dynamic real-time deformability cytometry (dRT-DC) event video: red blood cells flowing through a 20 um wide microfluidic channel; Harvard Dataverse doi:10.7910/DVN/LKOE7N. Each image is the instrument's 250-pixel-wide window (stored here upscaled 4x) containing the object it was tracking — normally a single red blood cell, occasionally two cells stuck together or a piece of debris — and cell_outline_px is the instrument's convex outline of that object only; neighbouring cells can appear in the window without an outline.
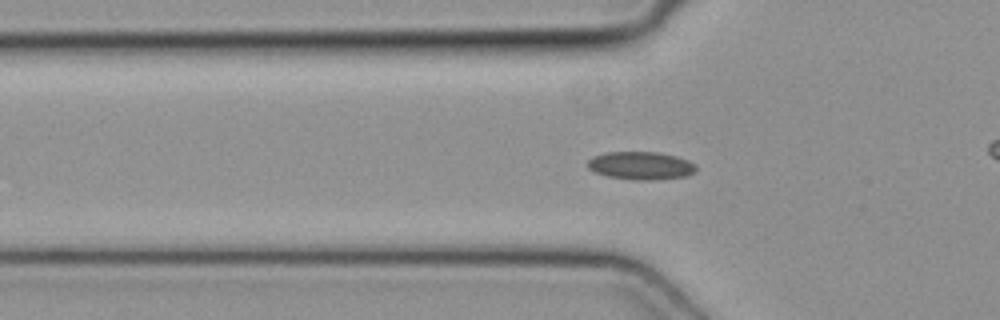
{"species": "common noctule bat (a hibernating species)", "species_latin": "Nyctalus noctula", "temperature_condition": "cold", "stored_images_in_passage": 47, "camera_frame_rate_fps": 3000, "um_per_image_px": 0.085, "animal": {"sex": "female", "body_mass_g": 19.3, "forearm_length_mm": 54.1}, "frame": {"image": 1, "passage_image": 13, "time_ms": 4.0, "image_size_px": [1000, 320], "cell_outline_px": [[696, 172], [688, 176], [656, 180], [636, 180], [608, 176], [596, 172], [588, 168], [588, 160], [592, 156], [608, 152], [656, 152], [676, 156], [688, 160], [696, 164]], "centroid_in_image_um": [54.51, 14.08], "position_along_channel_um": 71.3, "area_um2": 17.74}}
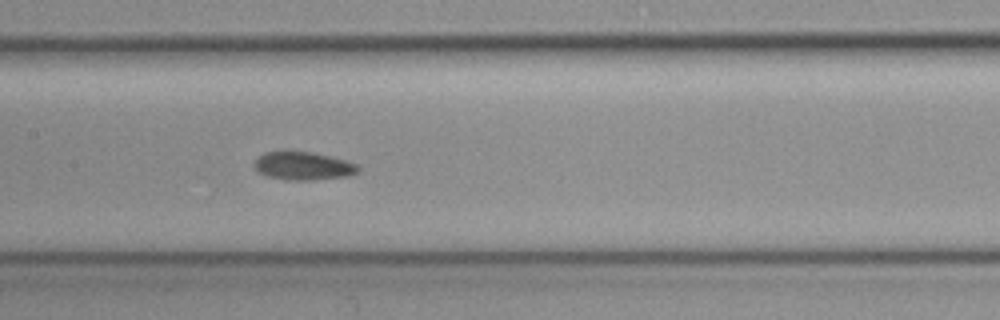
{"frame": {"image": 2, "passage_image": 21, "time_ms": 6.667, "image_size_px": [1000, 320], "cell_outline_px": [[360, 172], [352, 176], [312, 180], [284, 180], [268, 176], [256, 172], [252, 168], [252, 164], [264, 152], [312, 152], [344, 160], [356, 164], [360, 168]], "centroid_in_image_um": [25.77, 14.13], "position_along_channel_um": 181.6, "area_um2": 17.17}}
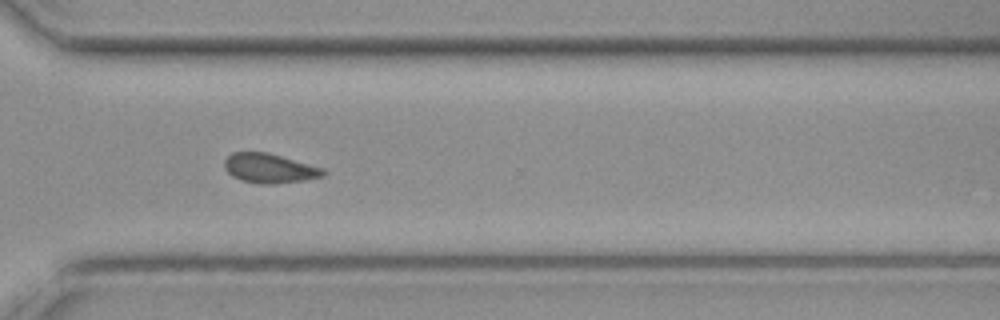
{"frame": {"image": 3, "passage_image": 33, "time_ms": 10.667, "image_size_px": [1000, 320], "cell_outline_px": [[328, 172], [324, 176], [304, 180], [276, 184], [260, 184], [240, 180], [232, 176], [224, 168], [224, 160], [232, 152], [268, 152], [324, 168]], "centroid_in_image_um": [22.92, 14.31], "position_along_channel_um": 347.7, "area_um2": 17.17}}